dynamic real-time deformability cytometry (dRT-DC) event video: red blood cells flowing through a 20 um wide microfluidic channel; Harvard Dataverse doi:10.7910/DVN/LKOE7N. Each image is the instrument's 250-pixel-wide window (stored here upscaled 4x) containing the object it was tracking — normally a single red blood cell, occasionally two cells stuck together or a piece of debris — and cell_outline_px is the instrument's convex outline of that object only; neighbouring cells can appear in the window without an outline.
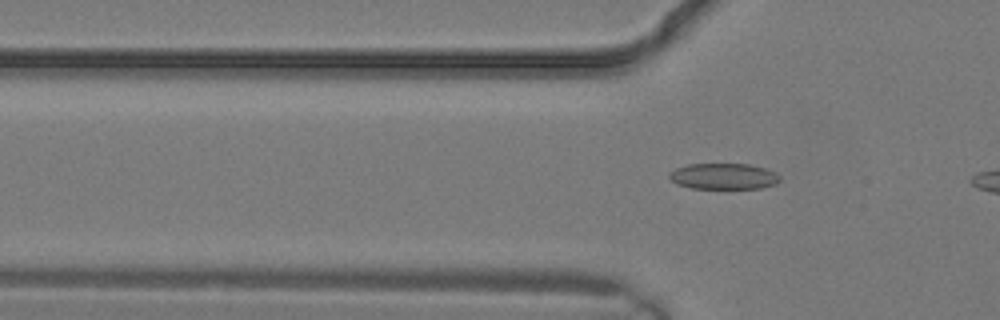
{"species": "common noctule bat (a hibernating species)", "species_latin": "Nyctalus noctula", "temperature_condition": "warm", "stored_images_in_passage": 3, "camera_frame_rate_fps": 3000, "um_per_image_px": 0.085, "animal": {"sex": "male", "body_mass_g": 19.2, "forearm_length_mm": 51.8}, "frame": {"image": 1, "passage_image": 2, "time_ms": 0.333, "image_size_px": [1000, 320], "cell_outline_px": [[780, 180], [776, 184], [760, 188], [692, 188], [676, 184], [668, 176], [676, 168], [688, 164], [748, 164], [764, 168], [780, 176]], "centroid_in_image_um": [61.5, 14.99], "position_along_channel_um": 64.3, "area_um2": 16.53}}